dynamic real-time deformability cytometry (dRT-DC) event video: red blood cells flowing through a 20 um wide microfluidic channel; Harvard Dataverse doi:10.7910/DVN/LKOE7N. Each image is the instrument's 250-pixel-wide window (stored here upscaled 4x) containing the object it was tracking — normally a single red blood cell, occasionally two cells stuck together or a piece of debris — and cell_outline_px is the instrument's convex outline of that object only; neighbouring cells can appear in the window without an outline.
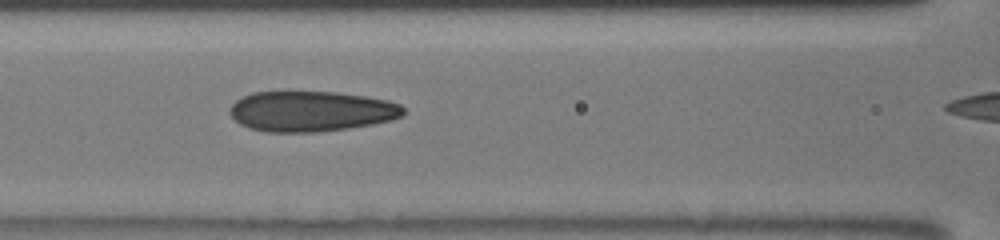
{"species": "human", "species_latin": "Homo sapiens", "temperature_condition": "room temperature", "stored_images_in_passage": 21, "camera_frame_rate_fps": 3000, "um_per_image_px": 0.085, "donor": {"sex": "male"}, "frame": {"image": 1, "passage_image": 10, "time_ms": 6.667, "image_size_px": [1000, 240], "cell_outline_px": [[404, 116], [372, 124], [348, 128], [316, 132], [268, 132], [248, 128], [240, 124], [228, 112], [228, 108], [236, 100], [252, 92], [336, 92], [364, 96], [388, 100], [400, 104], [404, 108]], "centroid_in_image_um": [26.43, 9.46], "position_along_channel_um": 140.2, "area_um2": 40.86}}
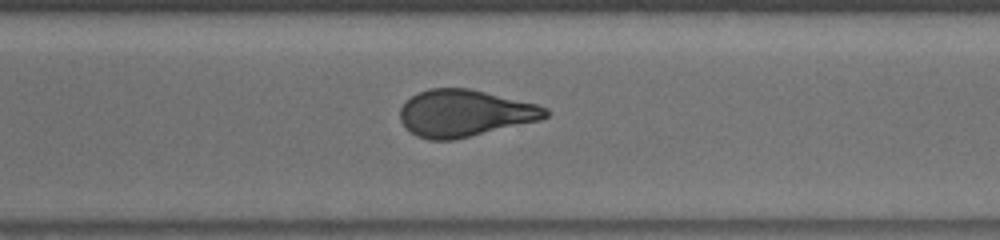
{"frame": {"image": 2, "passage_image": 16, "time_ms": 11.333, "image_size_px": [1000, 240], "cell_outline_px": [[548, 116], [540, 120], [452, 140], [432, 140], [416, 136], [400, 120], [400, 108], [412, 96], [428, 88], [468, 88], [536, 104], [548, 108]], "centroid_in_image_um": [39.49, 9.62], "position_along_channel_um": 331.1, "area_um2": 39.19}}
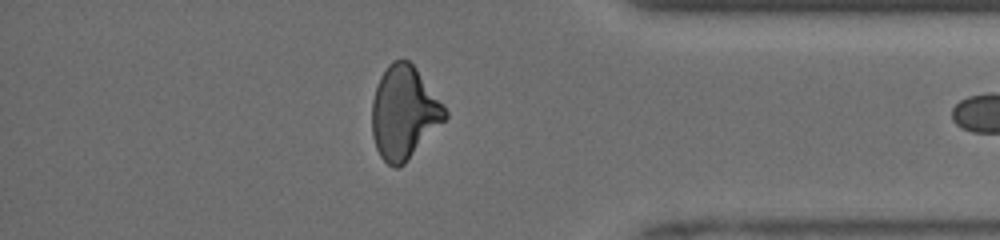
{"frame": {"image": 3, "passage_image": 20, "time_ms": 13.333, "image_size_px": [1000, 240], "cell_outline_px": [[448, 116], [404, 164], [396, 168], [388, 164], [380, 156], [376, 148], [372, 136], [372, 100], [380, 76], [388, 64], [392, 60], [408, 60], [416, 68], [448, 112]], "centroid_in_image_um": [34.31, 9.57], "position_along_channel_um": 400.9, "area_um2": 39.07}}